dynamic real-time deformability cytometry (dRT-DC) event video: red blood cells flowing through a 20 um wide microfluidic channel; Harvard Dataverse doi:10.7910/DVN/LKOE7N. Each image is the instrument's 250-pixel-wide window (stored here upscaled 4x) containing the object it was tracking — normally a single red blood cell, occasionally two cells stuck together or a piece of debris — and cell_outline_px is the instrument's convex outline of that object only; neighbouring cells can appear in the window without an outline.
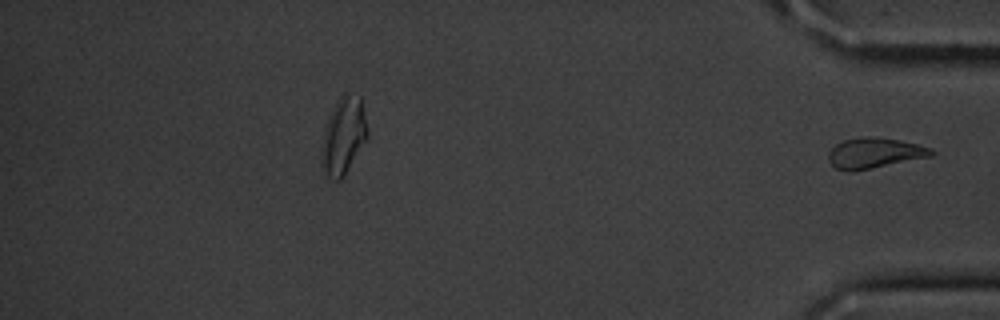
{"species": "common noctule bat (a hibernating species)", "species_latin": "Nyctalus noctula", "temperature_condition": "cold", "stored_images_in_passage": 44, "segment_of_instrument_passage": [2, 2], "camera_frame_rate_fps": 3000, "um_per_image_px": 0.085, "animal": {"sex": "male", "body_mass_g": 20.1, "forearm_length_mm": 53.5}, "frame": {"image": 1, "passage_image": 44, "time_ms": 14.333, "image_size_px": [1000, 320], "cell_outline_px": [[936, 152], [932, 156], [852, 172], [844, 172], [836, 168], [828, 160], [828, 152], [836, 144], [844, 140], [864, 136], [876, 136], [900, 140], [932, 148]], "centroid_in_image_um": [74.32, 13.01], "position_along_channel_um": 360.9, "area_um2": 18.44}}